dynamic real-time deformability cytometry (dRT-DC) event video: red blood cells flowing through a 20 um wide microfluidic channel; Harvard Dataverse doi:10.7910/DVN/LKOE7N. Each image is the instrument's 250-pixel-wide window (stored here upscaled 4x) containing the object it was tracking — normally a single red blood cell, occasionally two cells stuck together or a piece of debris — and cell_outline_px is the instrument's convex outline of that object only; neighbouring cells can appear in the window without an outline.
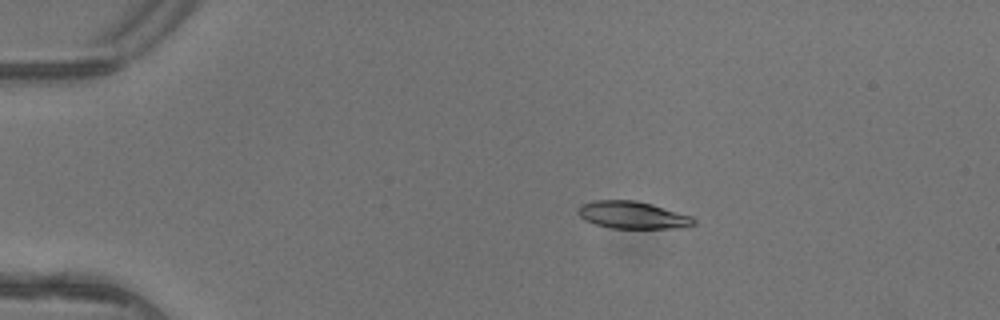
{"species": "common noctule bat (a hibernating species)", "species_latin": "Nyctalus noctula", "temperature_condition": "warm", "stored_images_in_passage": 5, "camera_frame_rate_fps": 3000, "um_per_image_px": 0.085, "animal": {"sex": "female"}, "frame": {"image": 1, "passage_image": 3, "time_ms": 0.667, "image_size_px": [1000, 320], "cell_outline_px": [[696, 224], [688, 228], [612, 228], [596, 224], [584, 220], [576, 212], [580, 204], [592, 200], [636, 200], [652, 204], [692, 216], [696, 220]], "centroid_in_image_um": [53.78, 18.28], "position_along_channel_um": 31.2, "area_um2": 18.67}}
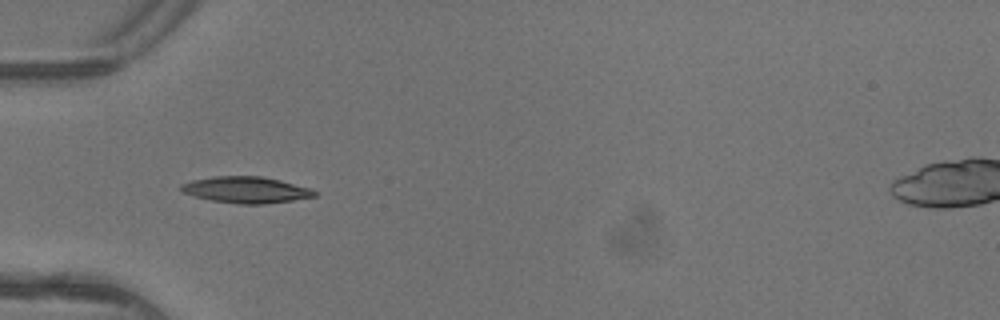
{"frame": {"image": 2, "passage_image": 5, "time_ms": 1.333, "image_size_px": [1000, 320], "cell_outline_px": [[316, 196], [292, 200], [264, 204], [240, 204], [212, 200], [196, 196], [184, 192], [180, 188], [180, 184], [192, 180], [212, 176], [260, 176], [280, 180], [312, 188], [316, 192]], "centroid_in_image_um": [20.93, 16.12], "position_along_channel_um": 64.1, "area_um2": 20.35}}